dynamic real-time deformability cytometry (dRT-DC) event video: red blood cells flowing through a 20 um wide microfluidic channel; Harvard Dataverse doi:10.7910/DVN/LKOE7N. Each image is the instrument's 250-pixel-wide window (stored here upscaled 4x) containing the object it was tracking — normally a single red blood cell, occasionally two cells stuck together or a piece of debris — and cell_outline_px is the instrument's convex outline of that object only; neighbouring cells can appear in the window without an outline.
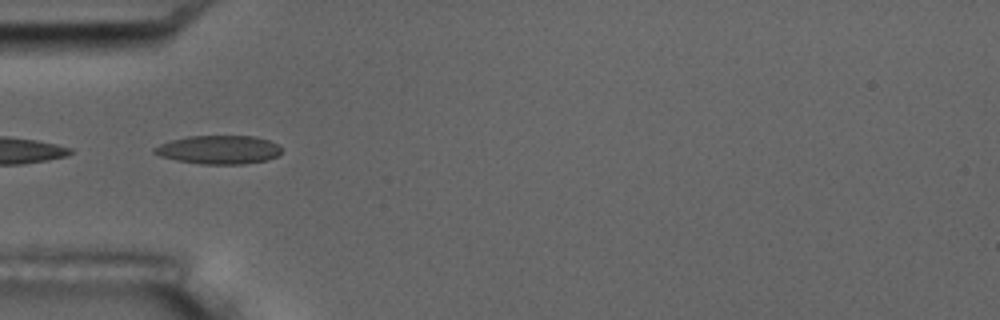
{"species": "common noctule bat (a hibernating species)", "species_latin": "Nyctalus noctula", "temperature_condition": "room temperature", "stored_images_in_passage": 3, "camera_frame_rate_fps": 3000, "um_per_image_px": 0.085, "animal": {"sex": "male", "body_mass_g": 17.5, "forearm_length_mm": 52.3}, "frame": {"image": 1, "passage_image": 1, "time_ms": 0.0, "image_size_px": [1000, 320], "cell_outline_px": [[280, 152], [276, 156], [268, 160], [244, 164], [200, 164], [176, 160], [160, 156], [152, 152], [152, 148], [160, 144], [172, 140], [188, 136], [256, 136], [268, 140], [276, 144], [280, 148]], "centroid_in_image_um": [18.57, 12.73], "position_along_channel_um": 66.4, "area_um2": 21.15}}